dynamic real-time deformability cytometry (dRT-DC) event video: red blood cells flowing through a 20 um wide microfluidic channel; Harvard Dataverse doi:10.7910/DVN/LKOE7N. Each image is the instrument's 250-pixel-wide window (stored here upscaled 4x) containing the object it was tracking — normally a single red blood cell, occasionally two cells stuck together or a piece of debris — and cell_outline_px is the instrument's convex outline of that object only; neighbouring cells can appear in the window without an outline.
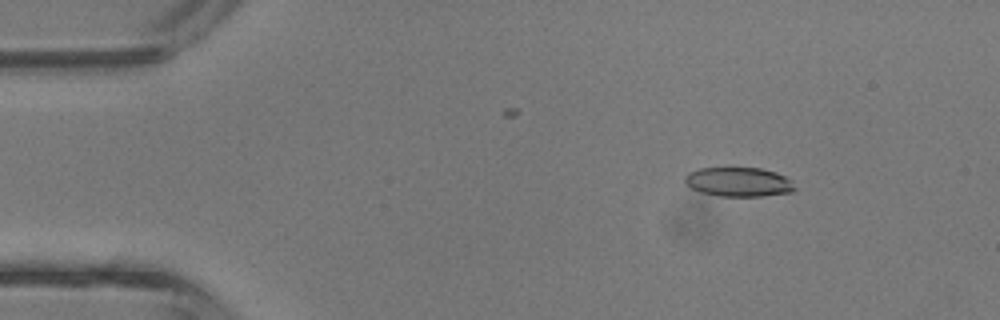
{"species": "common noctule bat (a hibernating species)", "species_latin": "Nyctalus noctula", "temperature_condition": "room temperature", "stored_images_in_passage": 42, "camera_frame_rate_fps": 3000, "um_per_image_px": 0.085, "animal": {"sex": "male", "body_mass_g": 13.3}, "frame": {"image": 1, "passage_image": 5, "time_ms": 1.333, "image_size_px": [1000, 320], "cell_outline_px": [[796, 188], [792, 192], [760, 196], [720, 196], [700, 192], [692, 188], [684, 180], [684, 176], [688, 172], [700, 168], [760, 168], [776, 172], [784, 176]], "centroid_in_image_um": [62.75, 15.46], "position_along_channel_um": 22.2, "area_um2": 18.55}}
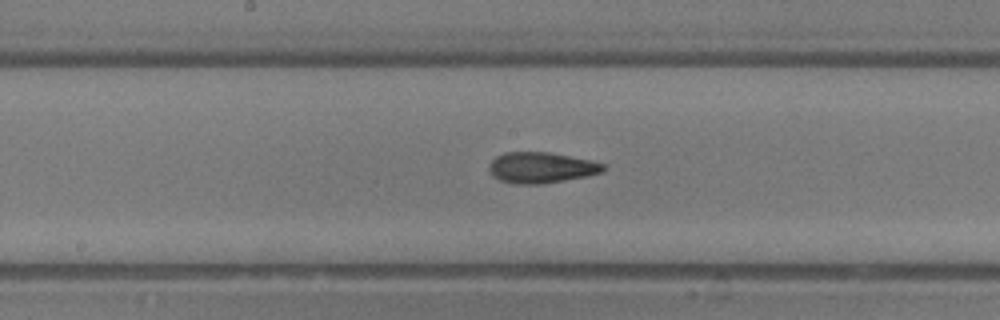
{"frame": {"image": 2, "passage_image": 21, "time_ms": 6.667, "image_size_px": [1000, 320], "cell_outline_px": [[604, 168], [600, 172], [588, 176], [540, 184], [516, 184], [500, 180], [492, 176], [488, 172], [488, 164], [496, 156], [504, 152], [548, 152], [588, 160], [604, 164]], "centroid_in_image_um": [45.92, 14.25], "position_along_channel_um": 202.3, "area_um2": 20.4}}
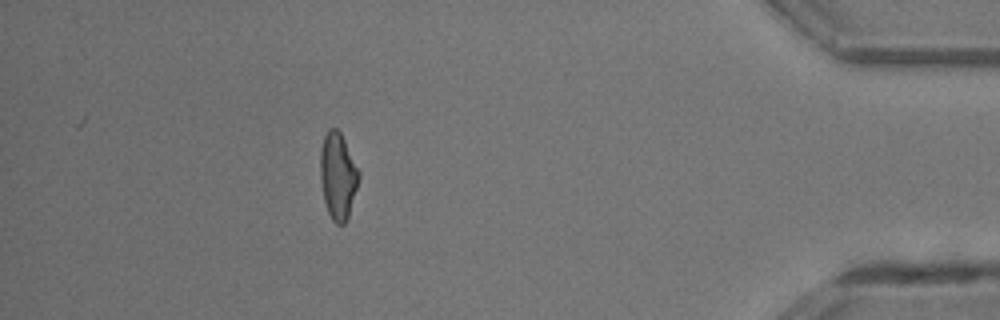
{"frame": {"image": 3, "passage_image": 37, "time_ms": 12.0, "image_size_px": [1000, 320], "cell_outline_px": [[360, 176], [348, 220], [344, 224], [336, 224], [332, 220], [328, 212], [324, 200], [320, 180], [320, 148], [324, 136], [328, 128], [336, 128], [340, 132], [360, 172]], "centroid_in_image_um": [28.71, 14.97], "position_along_channel_um": 406.5, "area_um2": 19.59}, "authors_computed_cell_mechanics": {"area_um2": 19.7965, "velocity_mm_per_s": 4.8502, "shape_relaxation_time_tau1_ms": 4.3135, "shape_relaxation_time_tau2_ms": 2.5315, "deformation_change_tau1": 0.1334, "deformation_change_tau2": 0.107}}